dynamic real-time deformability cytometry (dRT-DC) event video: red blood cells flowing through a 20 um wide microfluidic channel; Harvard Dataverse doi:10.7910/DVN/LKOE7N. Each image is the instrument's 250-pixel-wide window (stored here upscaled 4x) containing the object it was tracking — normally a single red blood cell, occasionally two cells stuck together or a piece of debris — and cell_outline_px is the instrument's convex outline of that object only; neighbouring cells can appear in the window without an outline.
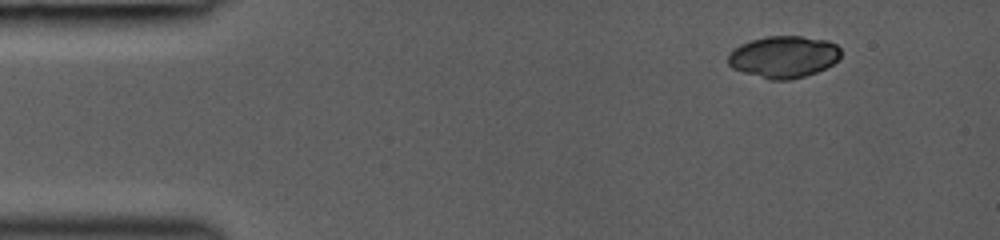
{"species": "common noctule bat (a hibernating species)", "species_latin": "Nyctalus noctula", "temperature_condition": "room temperature", "stored_images_in_passage": 5, "camera_frame_rate_fps": 3000, "um_per_image_px": 0.085, "animal": {"sex": "female", "body_mass_g": 19.0, "forearm_length_mm": 53.3}, "frame": {"image": 1, "passage_image": 1, "time_ms": 0.0, "image_size_px": [1000, 240], "cell_outline_px": [[840, 60], [816, 72], [804, 76], [788, 80], [768, 80], [732, 68], [728, 64], [728, 56], [740, 44], [752, 40], [768, 36], [800, 36], [828, 40], [836, 44], [840, 48]], "centroid_in_image_um": [66.63, 4.83], "position_along_channel_um": 18.4, "area_um2": 27.46}}